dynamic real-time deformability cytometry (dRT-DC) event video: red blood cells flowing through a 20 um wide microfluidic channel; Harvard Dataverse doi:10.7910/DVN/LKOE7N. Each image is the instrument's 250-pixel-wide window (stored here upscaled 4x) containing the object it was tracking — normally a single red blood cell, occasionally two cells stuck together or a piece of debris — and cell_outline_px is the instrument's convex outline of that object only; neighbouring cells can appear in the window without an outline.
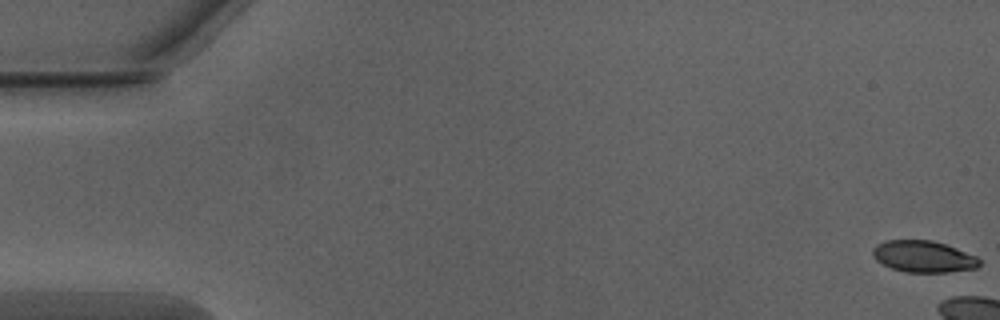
{"species": "Egyptian fruit bat (a non-hibernating species)", "species_latin": "Rousettus aegyptiacus", "temperature_condition": "warm", "stored_images_in_passage": 9, "camera_frame_rate_fps": 3000, "um_per_image_px": 0.085, "animal": {"sex": "male"}, "frame": {"image": 1, "passage_image": 1, "time_ms": 0.0, "image_size_px": [1000, 320], "cell_outline_px": [[980, 264], [976, 268], [948, 272], [904, 272], [892, 268], [876, 260], [872, 256], [872, 248], [876, 244], [888, 240], [932, 240], [956, 248], [976, 256], [980, 260]], "centroid_in_image_um": [78.47, 21.8], "position_along_channel_um": 6.5, "area_um2": 19.59}}